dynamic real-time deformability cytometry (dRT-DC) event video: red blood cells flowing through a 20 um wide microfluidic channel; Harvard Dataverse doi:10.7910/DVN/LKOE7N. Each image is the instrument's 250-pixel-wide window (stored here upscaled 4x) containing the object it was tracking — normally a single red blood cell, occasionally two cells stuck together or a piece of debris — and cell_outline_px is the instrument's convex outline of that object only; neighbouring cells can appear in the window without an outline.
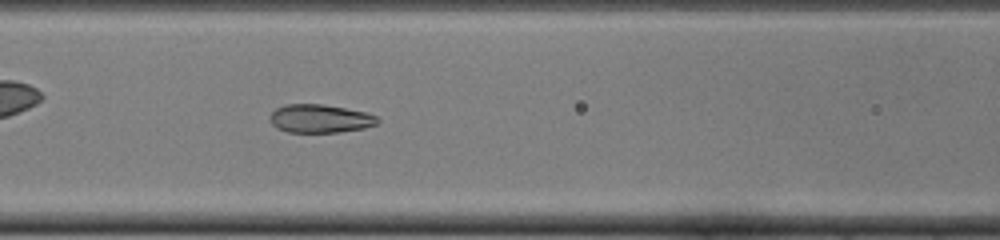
{"species": "common noctule bat (a hibernating species)", "species_latin": "Nyctalus noctula", "temperature_condition": "cold", "stored_images_in_passage": 46, "camera_frame_rate_fps": 3000, "um_per_image_px": 0.085, "animal": {"sex": "female", "body_mass_g": 22.0, "forearm_length_mm": 56.7}, "frame": {"image": 1, "passage_image": 17, "time_ms": 5.333, "image_size_px": [1000, 240], "cell_outline_px": [[380, 120], [376, 124], [364, 128], [340, 132], [288, 132], [276, 128], [268, 120], [268, 116], [276, 108], [284, 104], [324, 104], [364, 112], [376, 116]], "centroid_in_image_um": [27.15, 10.08], "position_along_channel_um": 139.5, "area_um2": 17.86}}
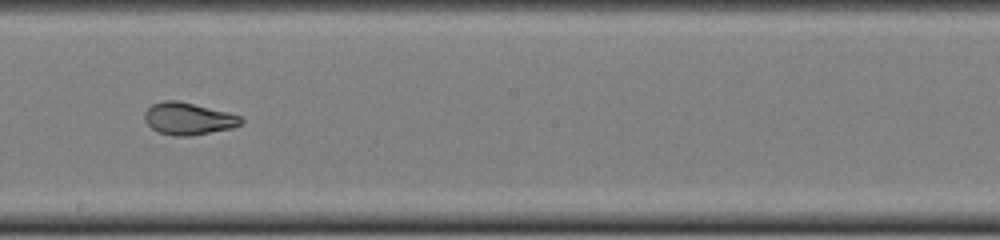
{"frame": {"image": 2, "passage_image": 24, "time_ms": 7.667, "image_size_px": [1000, 240], "cell_outline_px": [[244, 120], [240, 124], [232, 128], [188, 136], [172, 136], [160, 132], [152, 128], [144, 120], [144, 112], [152, 104], [164, 100], [176, 100], [228, 112], [240, 116]], "centroid_in_image_um": [15.99, 10.08], "position_along_channel_um": 232.2, "area_um2": 17.92}}
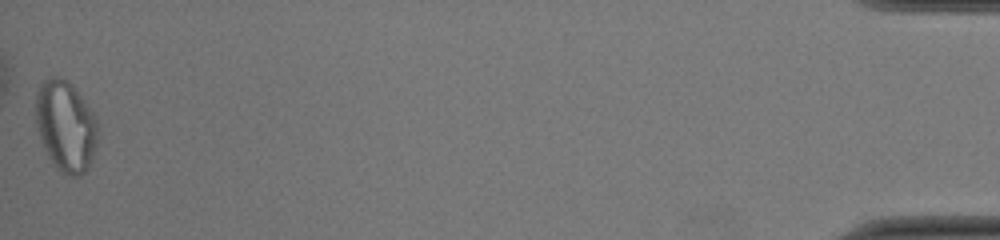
{"frame": {"image": 3, "passage_image": 46, "time_ms": 15.0, "image_size_px": [1000, 240], "cell_outline_px": [[96, 144], [88, 168], [80, 176], [72, 176], [60, 172], [56, 168], [48, 156], [44, 148], [40, 136], [36, 120], [36, 92], [40, 84], [44, 80], [52, 76], [56, 76], [68, 80], [72, 84], [92, 112], [96, 120]], "centroid_in_image_um": [5.56, 10.71], "position_along_channel_um": 429.6, "area_um2": 32.43}, "authors_computed_cell_mechanics": {"area_um2": 19.652, "velocity_mm_per_s": 3.9879, "shape_relaxation_time_tau1_ms": null, "shape_relaxation_time_tau2_ms": 0.8238, "deformation_change_tau1": null, "deformation_change_tau2": 0.0546}}